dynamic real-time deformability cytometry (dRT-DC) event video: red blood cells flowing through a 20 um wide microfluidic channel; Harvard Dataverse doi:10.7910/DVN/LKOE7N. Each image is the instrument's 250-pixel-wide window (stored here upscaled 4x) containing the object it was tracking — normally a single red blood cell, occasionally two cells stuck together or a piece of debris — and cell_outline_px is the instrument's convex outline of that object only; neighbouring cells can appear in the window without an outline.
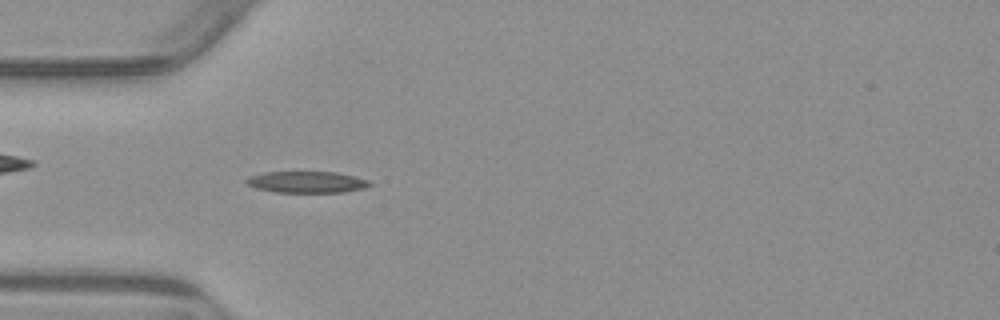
{"species": "common noctule bat (a hibernating species)", "species_latin": "Nyctalus noctula", "temperature_condition": "warm", "stored_images_in_passage": 4, "camera_frame_rate_fps": 3000, "um_per_image_px": 0.085, "animal": {"sex": "male", "body_mass_g": 23.1, "forearm_length_mm": 52.7}, "frame": {"image": 1, "passage_image": 4, "time_ms": 3.667, "image_size_px": [1000, 320], "cell_outline_px": [[372, 184], [364, 188], [344, 192], [276, 192], [256, 188], [248, 184], [244, 180], [248, 176], [264, 172], [336, 172], [368, 180]], "centroid_in_image_um": [26.04, 15.47], "position_along_channel_um": 59.0, "area_um2": 15.32}}